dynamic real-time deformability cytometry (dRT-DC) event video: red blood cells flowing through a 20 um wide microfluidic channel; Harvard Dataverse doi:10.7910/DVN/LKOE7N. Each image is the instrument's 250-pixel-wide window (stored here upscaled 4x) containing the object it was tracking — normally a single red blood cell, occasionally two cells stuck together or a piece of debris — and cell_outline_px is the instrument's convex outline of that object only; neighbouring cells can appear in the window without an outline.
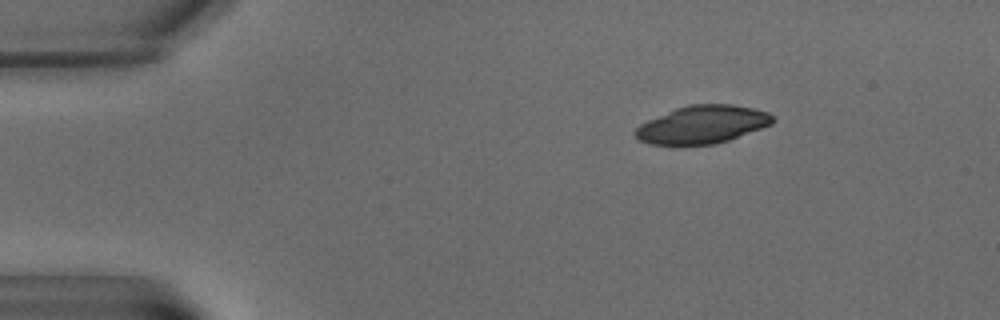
{"species": "common noctule bat (a hibernating species)", "species_latin": "Nyctalus noctula", "temperature_condition": "warm", "stored_images_in_passage": 4, "camera_frame_rate_fps": 3000, "um_per_image_px": 0.085, "animal": {"sex": "male", "body_mass_g": 15.6}, "frame": {"image": 1, "passage_image": 1, "time_ms": 0.0, "image_size_px": [1000, 320], "cell_outline_px": [[776, 120], [772, 124], [728, 140], [716, 144], [648, 144], [636, 140], [632, 132], [640, 124], [648, 120], [676, 108], [688, 104], [732, 104], [752, 108], [768, 112]], "centroid_in_image_um": [59.67, 10.58], "position_along_channel_um": 25.3, "area_um2": 30.29}}